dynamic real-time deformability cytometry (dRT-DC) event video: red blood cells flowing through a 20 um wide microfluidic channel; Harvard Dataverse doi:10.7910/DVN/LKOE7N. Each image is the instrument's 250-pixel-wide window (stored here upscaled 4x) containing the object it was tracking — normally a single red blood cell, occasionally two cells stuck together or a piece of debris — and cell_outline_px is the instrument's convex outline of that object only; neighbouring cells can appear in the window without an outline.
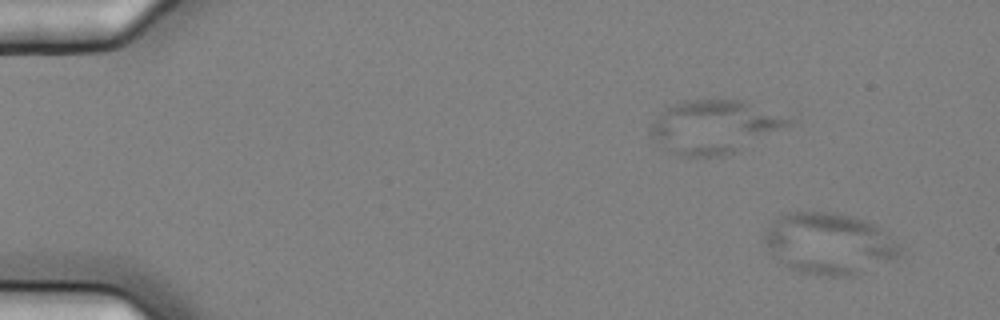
{"species": "common noctule bat (a hibernating species)", "species_latin": "Nyctalus noctula", "temperature_condition": "cold", "stored_images_in_passage": 4, "camera_frame_rate_fps": 3000, "um_per_image_px": 0.085, "animal": {"sex": "female", "body_mass_g": 25.1}, "frame": {"image": 1, "passage_image": 1, "time_ms": 0.0, "image_size_px": [1000, 320], "cell_outline_px": [[900, 256], [892, 260], [856, 276], [816, 276], [796, 272], [784, 264], [772, 252], [764, 240], [764, 236], [772, 220], [788, 212], [836, 212], [852, 216], [876, 224], [900, 248]], "centroid_in_image_um": [70.48, 20.72], "position_along_channel_um": 14.5, "area_um2": 48.32}}
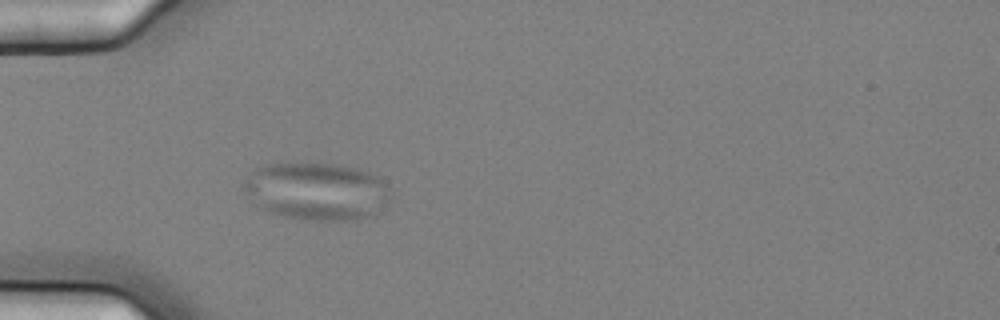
{"frame": {"image": 2, "passage_image": 4, "time_ms": 1.0, "image_size_px": [1000, 320], "cell_outline_px": [[388, 200], [364, 216], [356, 220], [308, 220], [268, 212], [256, 204], [244, 192], [244, 180], [260, 164], [280, 160], [336, 164], [356, 168], [368, 172], [376, 176], [388, 184]], "centroid_in_image_um": [26.8, 16.18], "position_along_channel_um": 58.2, "area_um2": 49.36}}